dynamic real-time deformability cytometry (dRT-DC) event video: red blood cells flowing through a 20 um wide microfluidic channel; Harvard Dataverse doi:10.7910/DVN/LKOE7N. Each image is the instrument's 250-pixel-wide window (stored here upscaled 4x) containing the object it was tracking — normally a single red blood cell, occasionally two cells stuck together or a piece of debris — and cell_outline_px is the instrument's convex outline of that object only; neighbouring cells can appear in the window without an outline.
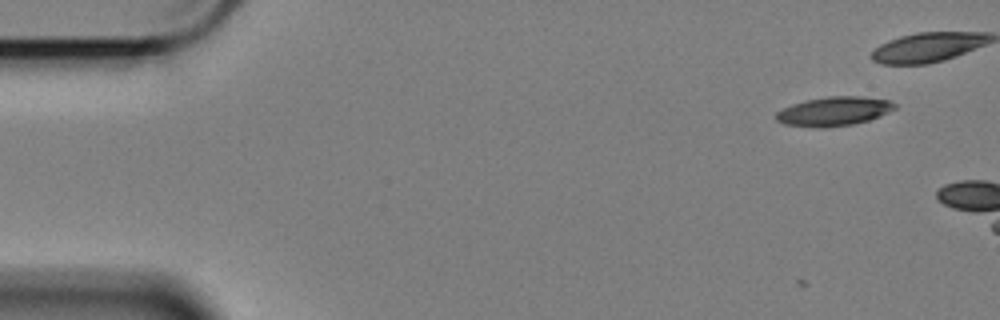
{"species": "Egyptian fruit bat (a non-hibernating species)", "species_latin": "Rousettus aegyptiacus", "temperature_condition": "cold", "stored_images_in_passage": 2, "camera_frame_rate_fps": 3000, "um_per_image_px": 0.085, "animal": {"sex": "female"}, "frame": {"image": 1, "passage_image": 2, "time_ms": 0.333, "image_size_px": [1000, 320], "cell_outline_px": [[896, 108], [880, 116], [868, 120], [852, 124], [820, 128], [784, 124], [776, 120], [776, 112], [792, 104], [804, 100], [828, 96], [860, 96], [888, 100], [896, 104]], "centroid_in_image_um": [70.87, 9.45], "position_along_channel_um": 14.1, "area_um2": 20.0}}